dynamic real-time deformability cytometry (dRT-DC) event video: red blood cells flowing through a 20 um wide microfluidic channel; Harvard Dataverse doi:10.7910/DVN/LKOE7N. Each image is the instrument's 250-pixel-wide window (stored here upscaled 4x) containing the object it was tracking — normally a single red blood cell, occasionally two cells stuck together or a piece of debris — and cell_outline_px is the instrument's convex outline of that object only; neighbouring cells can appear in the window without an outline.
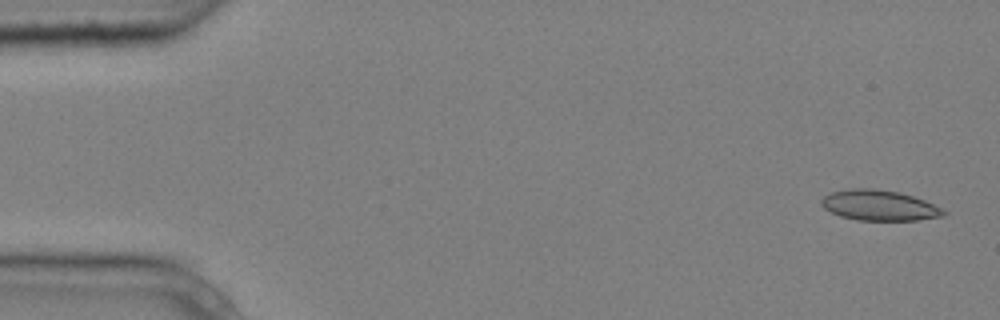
{"species": "common noctule bat (a hibernating species)", "species_latin": "Nyctalus noctula", "temperature_condition": "cold", "stored_images_in_passage": 7, "camera_frame_rate_fps": 3000, "um_per_image_px": 0.085, "animal": {"sex": "male", "body_mass_g": 20.4}, "frame": {"image": 1, "passage_image": 1, "time_ms": 0.0, "image_size_px": [1000, 320], "cell_outline_px": [[948, 212], [944, 216], [916, 220], [856, 220], [840, 216], [824, 208], [820, 204], [820, 200], [824, 196], [832, 192], [852, 188], [872, 188], [900, 192], [924, 200]], "centroid_in_image_um": [74.72, 17.45], "position_along_channel_um": 10.3, "area_um2": 21.62}}
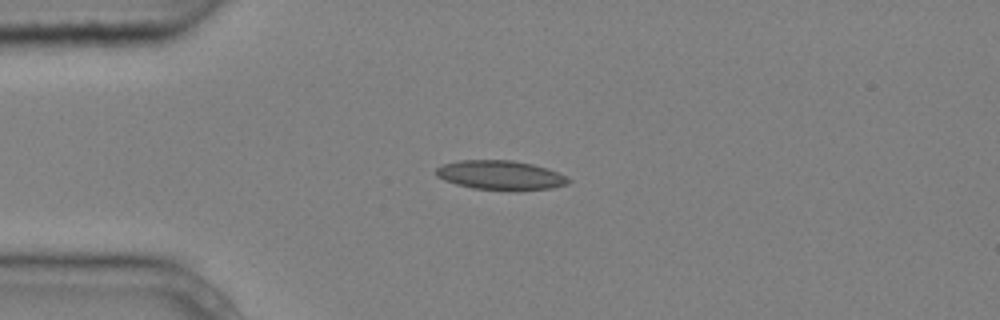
{"frame": {"image": 2, "passage_image": 4, "time_ms": 1.0, "image_size_px": [1000, 320], "cell_outline_px": [[572, 180], [568, 184], [552, 188], [516, 192], [472, 188], [456, 184], [444, 180], [436, 176], [436, 168], [444, 164], [460, 160], [512, 160], [532, 164], [548, 168]], "centroid_in_image_um": [42.56, 14.91], "position_along_channel_um": 42.4, "area_um2": 22.95}}
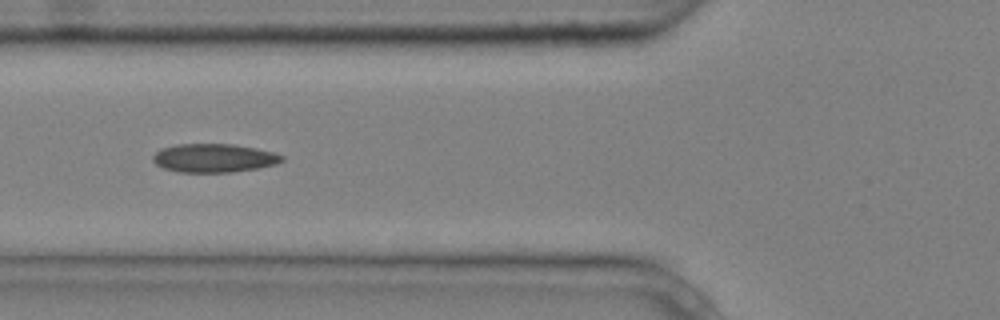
{"frame": {"image": 3, "passage_image": 6, "time_ms": 1.667, "image_size_px": [1000, 320], "cell_outline_px": [[284, 160], [276, 164], [256, 168], [232, 172], [176, 172], [164, 168], [156, 164], [152, 160], [152, 156], [160, 148], [176, 144], [232, 144], [256, 148], [276, 152], [284, 156]], "centroid_in_image_um": [18.18, 13.43], "position_along_channel_um": 107.6, "area_um2": 21.62}}